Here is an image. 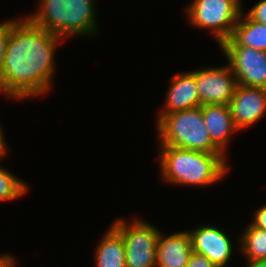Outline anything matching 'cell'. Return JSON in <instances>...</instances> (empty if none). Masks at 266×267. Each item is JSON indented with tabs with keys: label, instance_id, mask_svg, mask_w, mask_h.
Here are the masks:
<instances>
[{
	"label": "cell",
	"instance_id": "21",
	"mask_svg": "<svg viewBox=\"0 0 266 267\" xmlns=\"http://www.w3.org/2000/svg\"><path fill=\"white\" fill-rule=\"evenodd\" d=\"M253 213L254 216L250 223L255 227L266 230V204L262 205Z\"/></svg>",
	"mask_w": 266,
	"mask_h": 267
},
{
	"label": "cell",
	"instance_id": "12",
	"mask_svg": "<svg viewBox=\"0 0 266 267\" xmlns=\"http://www.w3.org/2000/svg\"><path fill=\"white\" fill-rule=\"evenodd\" d=\"M205 126L212 142L226 155L231 137L240 130L235 126L228 105H201Z\"/></svg>",
	"mask_w": 266,
	"mask_h": 267
},
{
	"label": "cell",
	"instance_id": "25",
	"mask_svg": "<svg viewBox=\"0 0 266 267\" xmlns=\"http://www.w3.org/2000/svg\"><path fill=\"white\" fill-rule=\"evenodd\" d=\"M4 134V130L3 128L1 127V124H0V137Z\"/></svg>",
	"mask_w": 266,
	"mask_h": 267
},
{
	"label": "cell",
	"instance_id": "10",
	"mask_svg": "<svg viewBox=\"0 0 266 267\" xmlns=\"http://www.w3.org/2000/svg\"><path fill=\"white\" fill-rule=\"evenodd\" d=\"M228 106L240 131L251 128L266 114V88L238 84Z\"/></svg>",
	"mask_w": 266,
	"mask_h": 267
},
{
	"label": "cell",
	"instance_id": "17",
	"mask_svg": "<svg viewBox=\"0 0 266 267\" xmlns=\"http://www.w3.org/2000/svg\"><path fill=\"white\" fill-rule=\"evenodd\" d=\"M28 190L27 183L0 165V202L21 199Z\"/></svg>",
	"mask_w": 266,
	"mask_h": 267
},
{
	"label": "cell",
	"instance_id": "18",
	"mask_svg": "<svg viewBox=\"0 0 266 267\" xmlns=\"http://www.w3.org/2000/svg\"><path fill=\"white\" fill-rule=\"evenodd\" d=\"M246 15L258 23L266 25V0H260L250 10L246 12Z\"/></svg>",
	"mask_w": 266,
	"mask_h": 267
},
{
	"label": "cell",
	"instance_id": "9",
	"mask_svg": "<svg viewBox=\"0 0 266 267\" xmlns=\"http://www.w3.org/2000/svg\"><path fill=\"white\" fill-rule=\"evenodd\" d=\"M188 232L194 252L205 255L216 267L229 265L236 247L229 234L227 236L221 228L206 223Z\"/></svg>",
	"mask_w": 266,
	"mask_h": 267
},
{
	"label": "cell",
	"instance_id": "4",
	"mask_svg": "<svg viewBox=\"0 0 266 267\" xmlns=\"http://www.w3.org/2000/svg\"><path fill=\"white\" fill-rule=\"evenodd\" d=\"M155 123L159 145L207 153H223L209 136L201 106L163 115Z\"/></svg>",
	"mask_w": 266,
	"mask_h": 267
},
{
	"label": "cell",
	"instance_id": "16",
	"mask_svg": "<svg viewBox=\"0 0 266 267\" xmlns=\"http://www.w3.org/2000/svg\"><path fill=\"white\" fill-rule=\"evenodd\" d=\"M236 246L246 260L266 259V230L247 224Z\"/></svg>",
	"mask_w": 266,
	"mask_h": 267
},
{
	"label": "cell",
	"instance_id": "6",
	"mask_svg": "<svg viewBox=\"0 0 266 267\" xmlns=\"http://www.w3.org/2000/svg\"><path fill=\"white\" fill-rule=\"evenodd\" d=\"M116 219L112 226L125 245L126 267H157V242L161 231L142 218Z\"/></svg>",
	"mask_w": 266,
	"mask_h": 267
},
{
	"label": "cell",
	"instance_id": "19",
	"mask_svg": "<svg viewBox=\"0 0 266 267\" xmlns=\"http://www.w3.org/2000/svg\"><path fill=\"white\" fill-rule=\"evenodd\" d=\"M9 34V20L0 21V69L5 57V50Z\"/></svg>",
	"mask_w": 266,
	"mask_h": 267
},
{
	"label": "cell",
	"instance_id": "20",
	"mask_svg": "<svg viewBox=\"0 0 266 267\" xmlns=\"http://www.w3.org/2000/svg\"><path fill=\"white\" fill-rule=\"evenodd\" d=\"M185 267H216L205 255L192 252Z\"/></svg>",
	"mask_w": 266,
	"mask_h": 267
},
{
	"label": "cell",
	"instance_id": "13",
	"mask_svg": "<svg viewBox=\"0 0 266 267\" xmlns=\"http://www.w3.org/2000/svg\"><path fill=\"white\" fill-rule=\"evenodd\" d=\"M192 252L188 230L169 236L161 232L157 242V267H185Z\"/></svg>",
	"mask_w": 266,
	"mask_h": 267
},
{
	"label": "cell",
	"instance_id": "1",
	"mask_svg": "<svg viewBox=\"0 0 266 267\" xmlns=\"http://www.w3.org/2000/svg\"><path fill=\"white\" fill-rule=\"evenodd\" d=\"M63 38L44 30L25 17L9 19L0 87L13 100L47 95L56 71V49Z\"/></svg>",
	"mask_w": 266,
	"mask_h": 267
},
{
	"label": "cell",
	"instance_id": "14",
	"mask_svg": "<svg viewBox=\"0 0 266 267\" xmlns=\"http://www.w3.org/2000/svg\"><path fill=\"white\" fill-rule=\"evenodd\" d=\"M242 11L231 38L220 46H247L266 52V25L251 20Z\"/></svg>",
	"mask_w": 266,
	"mask_h": 267
},
{
	"label": "cell",
	"instance_id": "2",
	"mask_svg": "<svg viewBox=\"0 0 266 267\" xmlns=\"http://www.w3.org/2000/svg\"><path fill=\"white\" fill-rule=\"evenodd\" d=\"M158 163L163 183L187 187L217 184L231 170L227 155L159 145Z\"/></svg>",
	"mask_w": 266,
	"mask_h": 267
},
{
	"label": "cell",
	"instance_id": "24",
	"mask_svg": "<svg viewBox=\"0 0 266 267\" xmlns=\"http://www.w3.org/2000/svg\"><path fill=\"white\" fill-rule=\"evenodd\" d=\"M246 267H266V259L265 260H246Z\"/></svg>",
	"mask_w": 266,
	"mask_h": 267
},
{
	"label": "cell",
	"instance_id": "23",
	"mask_svg": "<svg viewBox=\"0 0 266 267\" xmlns=\"http://www.w3.org/2000/svg\"><path fill=\"white\" fill-rule=\"evenodd\" d=\"M5 135L3 134L1 137H0V163H1V160L4 158L5 155H7L8 153V144L7 141H5ZM1 165V164H0Z\"/></svg>",
	"mask_w": 266,
	"mask_h": 267
},
{
	"label": "cell",
	"instance_id": "5",
	"mask_svg": "<svg viewBox=\"0 0 266 267\" xmlns=\"http://www.w3.org/2000/svg\"><path fill=\"white\" fill-rule=\"evenodd\" d=\"M242 0H193L186 7L188 23L194 28L209 30L220 46L231 38L242 13Z\"/></svg>",
	"mask_w": 266,
	"mask_h": 267
},
{
	"label": "cell",
	"instance_id": "8",
	"mask_svg": "<svg viewBox=\"0 0 266 267\" xmlns=\"http://www.w3.org/2000/svg\"><path fill=\"white\" fill-rule=\"evenodd\" d=\"M237 85L236 76L228 63L196 69V89L201 105H228Z\"/></svg>",
	"mask_w": 266,
	"mask_h": 267
},
{
	"label": "cell",
	"instance_id": "22",
	"mask_svg": "<svg viewBox=\"0 0 266 267\" xmlns=\"http://www.w3.org/2000/svg\"><path fill=\"white\" fill-rule=\"evenodd\" d=\"M17 258L14 256L9 255V253L6 254V252L3 254H0V267H14L17 263Z\"/></svg>",
	"mask_w": 266,
	"mask_h": 267
},
{
	"label": "cell",
	"instance_id": "11",
	"mask_svg": "<svg viewBox=\"0 0 266 267\" xmlns=\"http://www.w3.org/2000/svg\"><path fill=\"white\" fill-rule=\"evenodd\" d=\"M170 80V87L165 95L164 106L161 107L156 115L155 122L163 115L201 106L196 89V69L194 71L176 73Z\"/></svg>",
	"mask_w": 266,
	"mask_h": 267
},
{
	"label": "cell",
	"instance_id": "7",
	"mask_svg": "<svg viewBox=\"0 0 266 267\" xmlns=\"http://www.w3.org/2000/svg\"><path fill=\"white\" fill-rule=\"evenodd\" d=\"M237 84L266 88V52L247 46H220Z\"/></svg>",
	"mask_w": 266,
	"mask_h": 267
},
{
	"label": "cell",
	"instance_id": "15",
	"mask_svg": "<svg viewBox=\"0 0 266 267\" xmlns=\"http://www.w3.org/2000/svg\"><path fill=\"white\" fill-rule=\"evenodd\" d=\"M94 254L96 267H126L125 245L121 234L112 225L96 245Z\"/></svg>",
	"mask_w": 266,
	"mask_h": 267
},
{
	"label": "cell",
	"instance_id": "26",
	"mask_svg": "<svg viewBox=\"0 0 266 267\" xmlns=\"http://www.w3.org/2000/svg\"><path fill=\"white\" fill-rule=\"evenodd\" d=\"M0 93L4 94L3 90L1 89V87H0Z\"/></svg>",
	"mask_w": 266,
	"mask_h": 267
},
{
	"label": "cell",
	"instance_id": "3",
	"mask_svg": "<svg viewBox=\"0 0 266 267\" xmlns=\"http://www.w3.org/2000/svg\"><path fill=\"white\" fill-rule=\"evenodd\" d=\"M34 14L27 17L37 26L66 40L99 34L95 0H38ZM66 38V39H65Z\"/></svg>",
	"mask_w": 266,
	"mask_h": 267
}]
</instances>
